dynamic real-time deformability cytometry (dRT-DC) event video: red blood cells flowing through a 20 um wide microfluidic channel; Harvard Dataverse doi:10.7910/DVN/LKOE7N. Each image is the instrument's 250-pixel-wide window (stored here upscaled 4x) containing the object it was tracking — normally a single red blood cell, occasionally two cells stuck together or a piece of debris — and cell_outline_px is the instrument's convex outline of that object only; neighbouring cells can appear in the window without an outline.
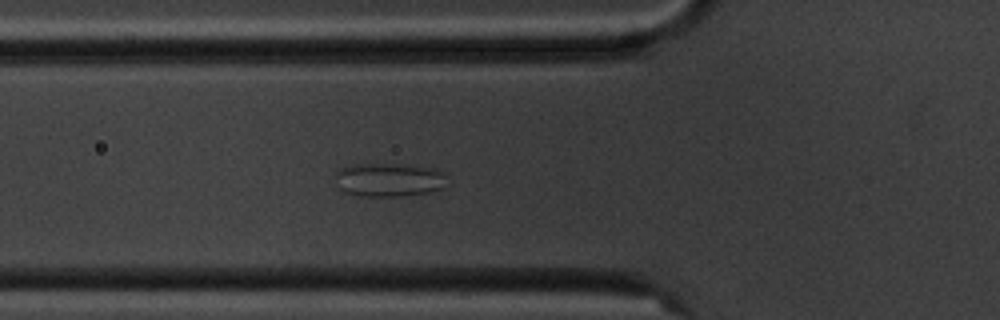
{"species": "common noctule bat (a hibernating species)", "species_latin": "Nyctalus noctula", "temperature_condition": "cold", "stored_images_in_passage": 5, "camera_frame_rate_fps": 3000, "um_per_image_px": 0.085, "animal": {"sex": "male", "body_mass_g": 20.1, "forearm_length_mm": 53.5}, "frame": {"image": 1, "passage_image": 5, "time_ms": 5.333, "image_size_px": [1000, 320], "cell_outline_px": [[444, 188], [428, 192], [400, 196], [360, 196], [344, 192], [340, 188], [336, 176], [336, 168], [352, 164], [400, 164], [436, 168], [444, 176]], "centroid_in_image_um": [33.01, 15.27], "position_along_channel_um": 92.8, "area_um2": 21.85}}